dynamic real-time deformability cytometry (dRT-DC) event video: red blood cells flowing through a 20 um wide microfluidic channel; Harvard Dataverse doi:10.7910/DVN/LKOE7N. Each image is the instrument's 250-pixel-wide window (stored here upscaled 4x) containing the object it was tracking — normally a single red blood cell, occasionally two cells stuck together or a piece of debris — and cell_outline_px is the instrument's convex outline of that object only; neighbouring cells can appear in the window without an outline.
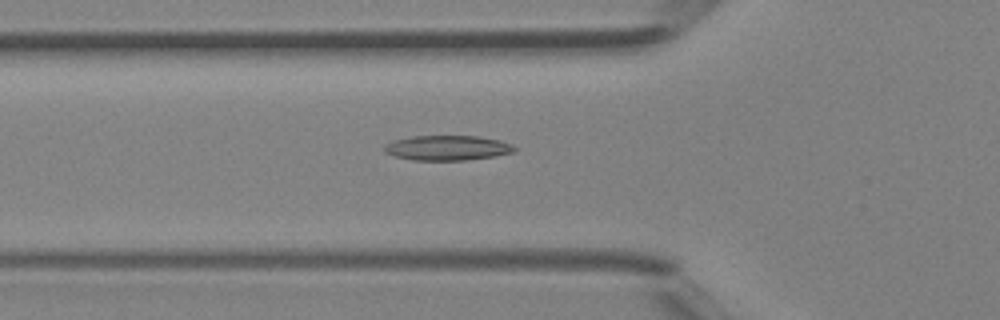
{"species": "Egyptian fruit bat (a non-hibernating species)", "species_latin": "Rousettus aegyptiacus", "temperature_condition": "room temperature", "stored_images_in_passage": 42, "camera_frame_rate_fps": 3000, "um_per_image_px": 0.085, "animal": {"sex": "female"}, "frame": {"image": 1, "passage_image": 15, "time_ms": 4.667, "image_size_px": [1000, 320], "cell_outline_px": [[516, 148], [512, 152], [496, 156], [464, 160], [412, 160], [392, 156], [384, 152], [384, 144], [392, 140], [412, 136], [480, 136], [500, 140], [512, 144]], "centroid_in_image_um": [37.98, 12.56], "position_along_channel_um": 87.8, "area_um2": 19.07}}
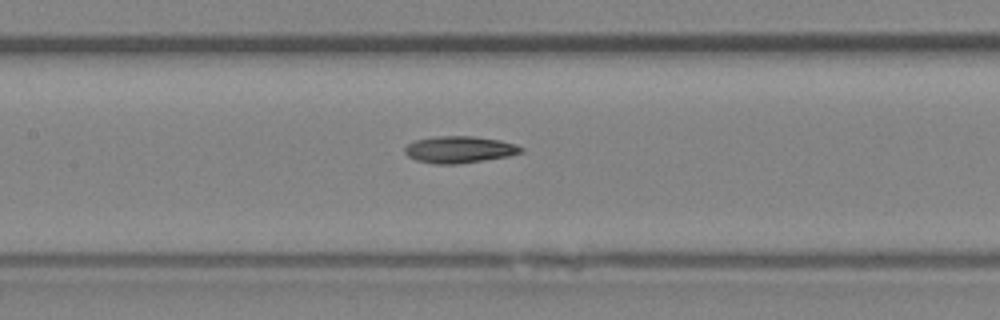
{"frame": {"image": 2, "passage_image": 20, "time_ms": 6.333, "image_size_px": [1000, 320], "cell_outline_px": [[524, 152], [508, 156], [456, 164], [436, 164], [416, 160], [408, 156], [404, 152], [404, 148], [408, 144], [416, 140], [440, 136], [472, 136], [500, 140], [516, 144], [524, 148]], "centroid_in_image_um": [39.07, 12.71], "position_along_channel_um": 168.3, "area_um2": 18.03}}
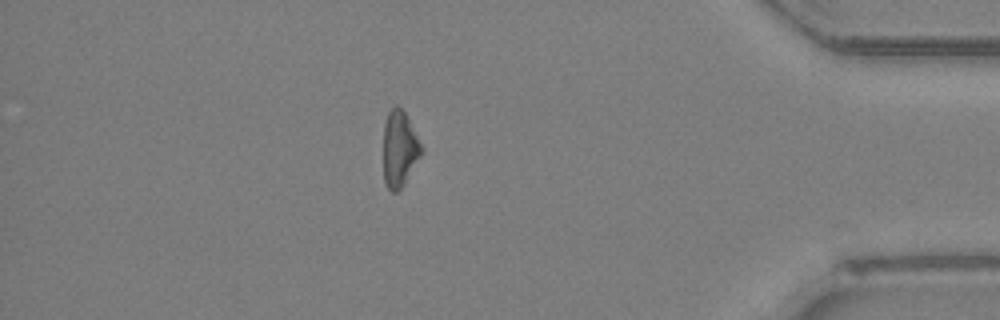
{"frame": {"image": 3, "passage_image": 37, "time_ms": 12.0, "image_size_px": [1000, 320], "cell_outline_px": [[424, 148], [420, 156], [404, 184], [396, 192], [392, 192], [388, 188], [384, 180], [384, 124], [388, 112], [396, 104], [404, 112]], "centroid_in_image_um": [33.96, 12.65], "position_along_channel_um": 401.2, "area_um2": 16.59}}